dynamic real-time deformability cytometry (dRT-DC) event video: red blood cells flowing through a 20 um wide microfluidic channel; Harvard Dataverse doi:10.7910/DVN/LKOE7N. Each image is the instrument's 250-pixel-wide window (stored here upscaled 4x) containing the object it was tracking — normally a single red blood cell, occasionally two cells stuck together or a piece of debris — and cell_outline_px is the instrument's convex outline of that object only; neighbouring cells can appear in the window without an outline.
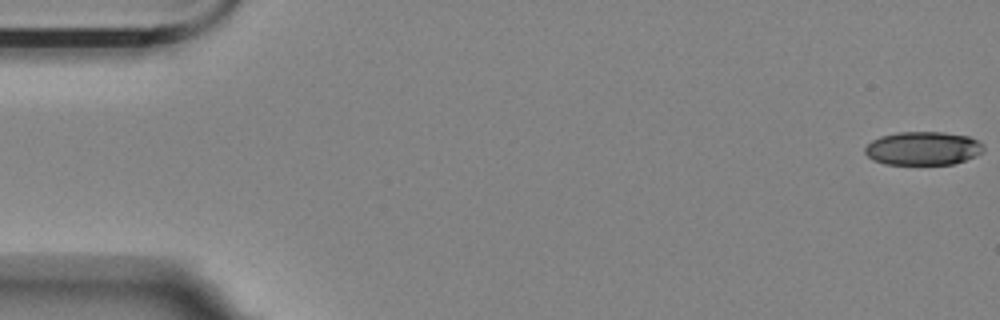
{"species": "Egyptian fruit bat (a non-hibernating species)", "species_latin": "Rousettus aegyptiacus", "temperature_condition": "room temperature", "stored_images_in_passage": 58, "camera_frame_rate_fps": 3000, "um_per_image_px": 0.085, "animal": {"sex": "female"}, "frame": {"image": 1, "passage_image": 1, "time_ms": 0.0, "image_size_px": [1000, 320], "cell_outline_px": [[984, 152], [964, 160], [952, 164], [884, 164], [872, 160], [864, 152], [864, 148], [872, 140], [880, 136], [896, 132], [944, 132], [968, 136], [984, 144]], "centroid_in_image_um": [78.44, 12.6], "position_along_channel_um": 6.6, "area_um2": 23.24}}
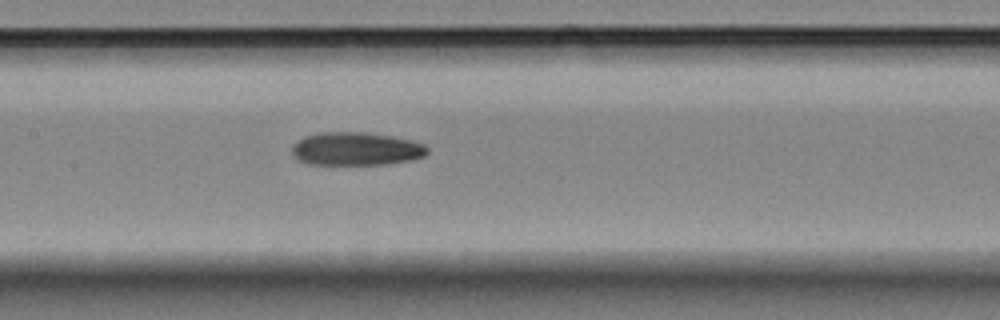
{"frame": {"image": 2, "passage_image": 27, "time_ms": 8.667, "image_size_px": [1000, 320], "cell_outline_px": [[428, 152], [424, 156], [412, 160], [388, 164], [308, 164], [300, 160], [292, 152], [292, 148], [304, 136], [320, 132], [364, 132], [392, 136], [412, 140], [424, 144], [428, 148]], "centroid_in_image_um": [30.32, 12.65], "position_along_channel_um": 177.1, "area_um2": 26.07}}
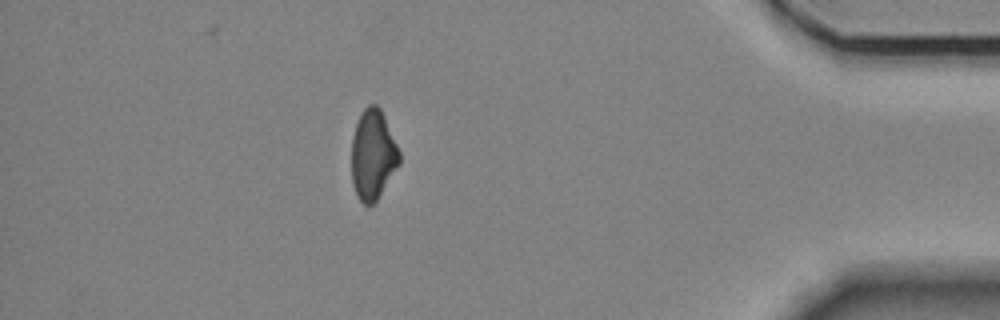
{"frame": {"image": 3, "passage_image": 50, "time_ms": 16.333, "image_size_px": [1000, 320], "cell_outline_px": [[400, 164], [376, 200], [368, 208], [356, 196], [352, 180], [352, 136], [356, 124], [364, 108], [368, 104], [376, 104], [380, 108], [384, 116], [400, 152]], "centroid_in_image_um": [31.69, 13.17], "position_along_channel_um": 403.5, "area_um2": 24.97}}